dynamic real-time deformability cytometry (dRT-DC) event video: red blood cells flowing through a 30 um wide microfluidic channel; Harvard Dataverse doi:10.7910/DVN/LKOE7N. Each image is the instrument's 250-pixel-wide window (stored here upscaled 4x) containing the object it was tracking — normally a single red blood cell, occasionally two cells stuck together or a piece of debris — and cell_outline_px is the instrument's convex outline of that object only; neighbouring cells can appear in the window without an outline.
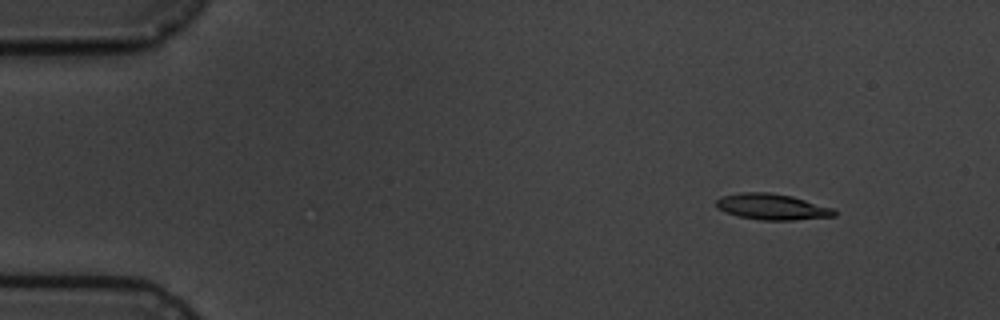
{"species": "common noctule bat (a hibernating species)", "species_latin": "Nyctalus noctula", "temperature_condition": "cold", "stored_images_in_passage": 11, "camera_frame_rate_fps": 3000, "um_per_image_px": 0.085, "animal": {"sex": "male", "body_mass_g": 19.5, "forearm_length_mm": 54.6}, "frame": {"image": 1, "passage_image": 2, "time_ms": 1.333, "image_size_px": [1000, 320], "cell_outline_px": [[836, 216], [796, 220], [764, 220], [740, 216], [724, 212], [716, 208], [716, 200], [724, 196], [740, 192], [768, 192], [792, 196], [832, 208], [836, 212]], "centroid_in_image_um": [65.62, 17.57], "position_along_channel_um": 19.4, "area_um2": 17.74}}
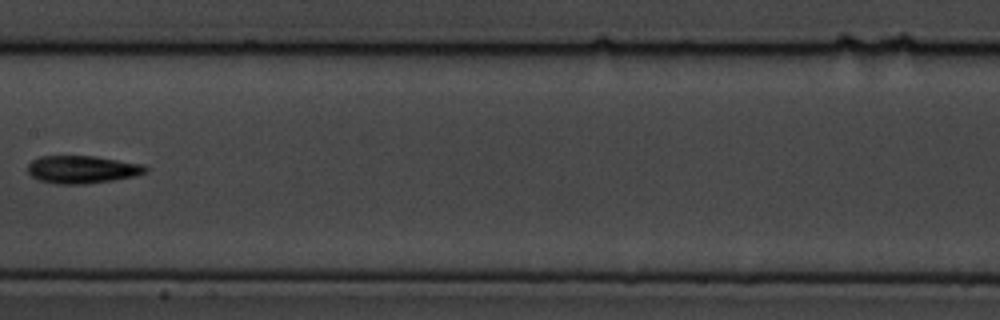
{"frame": {"image": 2, "passage_image": 8, "time_ms": 9.0, "image_size_px": [1000, 320], "cell_outline_px": [[148, 172], [136, 176], [88, 184], [56, 184], [40, 180], [32, 176], [28, 172], [28, 164], [32, 160], [40, 156], [96, 156], [144, 164], [148, 168]], "centroid_in_image_um": [7.02, 14.4], "position_along_channel_um": 200.4, "area_um2": 19.19}}
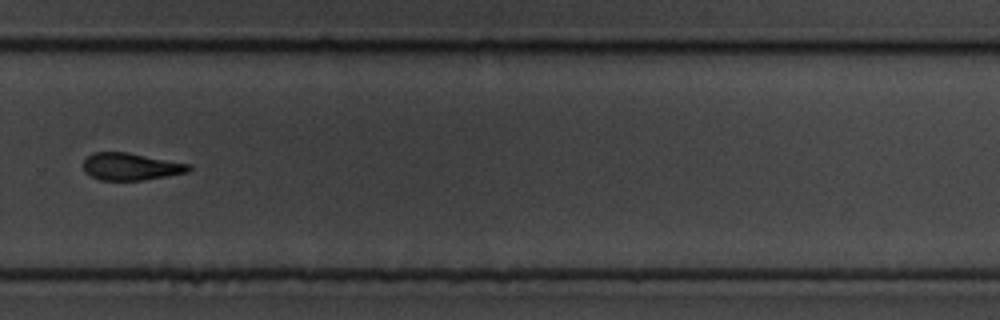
{"frame": {"image": 3, "passage_image": 11, "time_ms": 12.333, "image_size_px": [1000, 320], "cell_outline_px": [[192, 168], [188, 172], [144, 180], [100, 180], [84, 172], [84, 160], [92, 152], [128, 152], [192, 164]], "centroid_in_image_um": [11.14, 14.15], "position_along_channel_um": 318.7, "area_um2": 16.82}}